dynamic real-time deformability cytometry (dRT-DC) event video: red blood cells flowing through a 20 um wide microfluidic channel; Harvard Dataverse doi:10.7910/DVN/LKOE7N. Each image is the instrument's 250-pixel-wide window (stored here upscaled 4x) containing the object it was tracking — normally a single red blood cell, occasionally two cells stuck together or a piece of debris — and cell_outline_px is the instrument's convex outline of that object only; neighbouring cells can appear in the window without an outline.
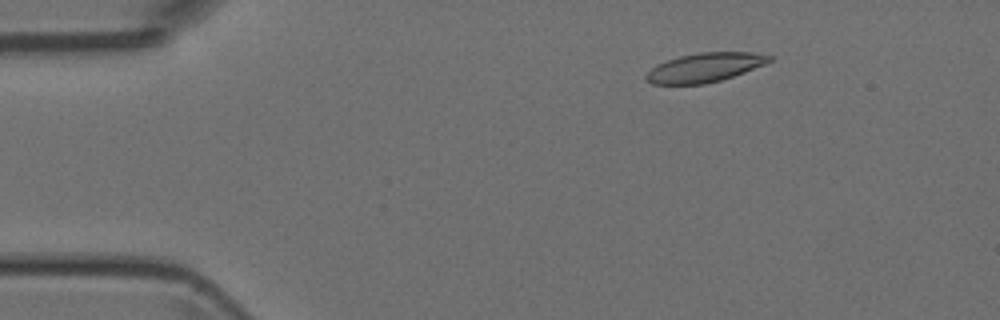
{"species": "Egyptian fruit bat (a non-hibernating species)", "species_latin": "Rousettus aegyptiacus", "temperature_condition": "room temperature", "stored_images_in_passage": 4, "camera_frame_rate_fps": 3000, "um_per_image_px": 0.085, "animal": {"sex": "female"}, "frame": {"image": 1, "passage_image": 2, "time_ms": 1.0, "image_size_px": [1000, 320], "cell_outline_px": [[772, 60], [764, 64], [744, 72], [720, 80], [704, 84], [652, 84], [644, 76], [652, 68], [668, 60], [680, 56], [700, 52], [752, 52], [772, 56]], "centroid_in_image_um": [59.92, 5.73], "position_along_channel_um": 25.1, "area_um2": 20.52}}